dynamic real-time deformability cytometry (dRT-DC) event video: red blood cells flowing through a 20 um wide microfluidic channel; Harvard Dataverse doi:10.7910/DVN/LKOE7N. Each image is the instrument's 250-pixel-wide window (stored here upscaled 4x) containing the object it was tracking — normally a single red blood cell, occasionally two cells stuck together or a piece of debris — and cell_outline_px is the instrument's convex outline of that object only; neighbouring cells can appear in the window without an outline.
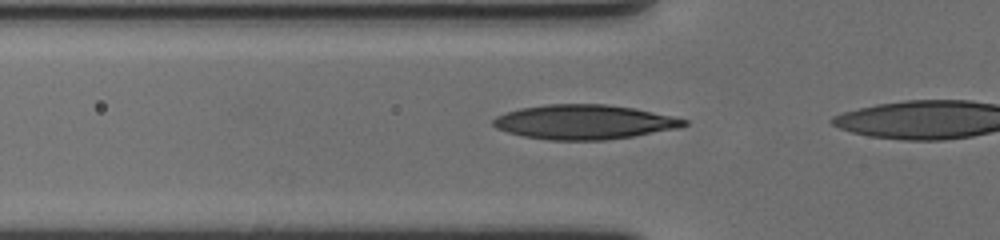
{"species": "human", "species_latin": "Homo sapiens", "temperature_condition": "cold", "stored_images_in_passage": 6, "camera_frame_rate_fps": 3000, "um_per_image_px": 0.085, "donor": {"sex": "female"}, "frame": {"image": 1, "passage_image": 3, "time_ms": 0.667, "image_size_px": [1000, 240], "cell_outline_px": [[688, 124], [680, 128], [632, 136], [604, 140], [548, 140], [524, 136], [508, 132], [496, 128], [492, 124], [492, 120], [496, 116], [504, 112], [520, 108], [548, 104], [608, 104], [632, 108], [672, 116], [688, 120]], "centroid_in_image_um": [49.63, 10.37], "position_along_channel_um": 76.2, "area_um2": 38.32}}